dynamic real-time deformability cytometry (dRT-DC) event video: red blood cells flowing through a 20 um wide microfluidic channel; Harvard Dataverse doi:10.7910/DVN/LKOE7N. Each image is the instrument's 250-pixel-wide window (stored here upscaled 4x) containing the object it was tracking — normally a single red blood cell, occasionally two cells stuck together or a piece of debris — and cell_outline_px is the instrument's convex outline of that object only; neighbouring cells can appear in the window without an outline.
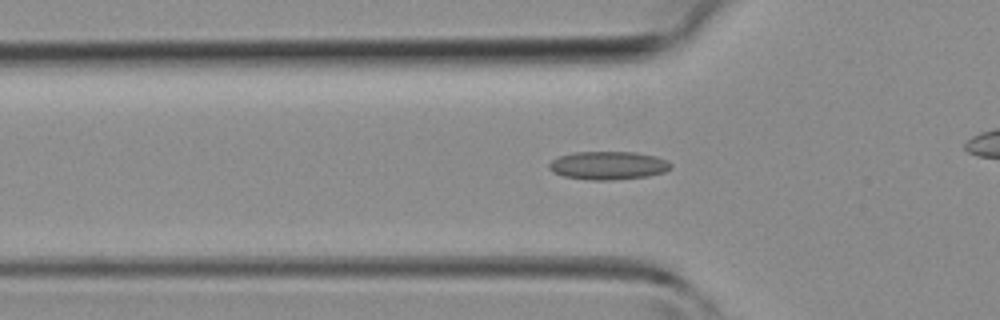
{"species": "common noctule bat (a hibernating species)", "species_latin": "Nyctalus noctula", "temperature_condition": "room temperature", "stored_images_in_passage": 32, "camera_frame_rate_fps": 3000, "um_per_image_px": 0.085, "animal": {"sex": "female", "body_mass_g": 19.3, "forearm_length_mm": 54.1}, "frame": {"image": 1, "passage_image": 13, "time_ms": 4.0, "image_size_px": [1000, 320], "cell_outline_px": [[672, 168], [664, 172], [648, 176], [612, 180], [592, 180], [564, 176], [552, 172], [548, 168], [548, 164], [552, 160], [560, 156], [572, 152], [636, 152], [656, 156], [668, 160], [672, 164]], "centroid_in_image_um": [51.72, 14.06], "position_along_channel_um": 74.1, "area_um2": 20.17}}
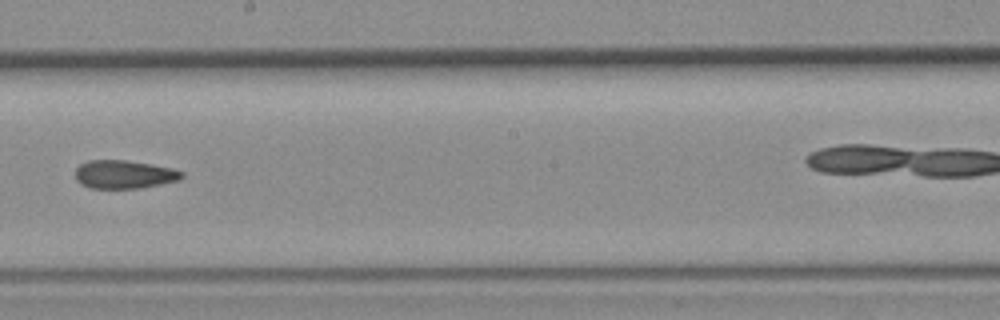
{"frame": {"image": 2, "passage_image": 23, "time_ms": 7.333, "image_size_px": [1000, 320], "cell_outline_px": [[184, 176], [180, 180], [140, 188], [92, 188], [80, 184], [76, 180], [76, 168], [80, 164], [88, 160], [124, 160], [172, 168], [184, 172]], "centroid_in_image_um": [10.55, 14.82], "position_along_channel_um": 237.7, "area_um2": 17.51}}
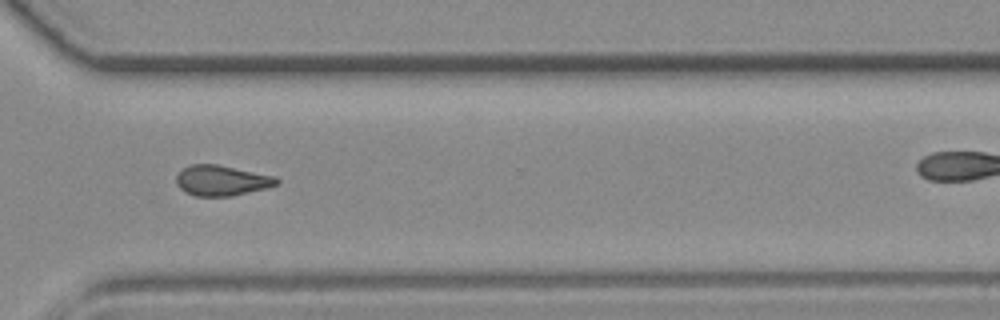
{"frame": {"image": 3, "passage_image": 30, "time_ms": 9.667, "image_size_px": [1000, 320], "cell_outline_px": [[280, 184], [232, 196], [196, 196], [184, 192], [176, 184], [176, 176], [184, 168], [192, 164], [216, 164], [276, 176], [280, 180]], "centroid_in_image_um": [18.85, 15.34], "position_along_channel_um": 351.8, "area_um2": 17.74}}